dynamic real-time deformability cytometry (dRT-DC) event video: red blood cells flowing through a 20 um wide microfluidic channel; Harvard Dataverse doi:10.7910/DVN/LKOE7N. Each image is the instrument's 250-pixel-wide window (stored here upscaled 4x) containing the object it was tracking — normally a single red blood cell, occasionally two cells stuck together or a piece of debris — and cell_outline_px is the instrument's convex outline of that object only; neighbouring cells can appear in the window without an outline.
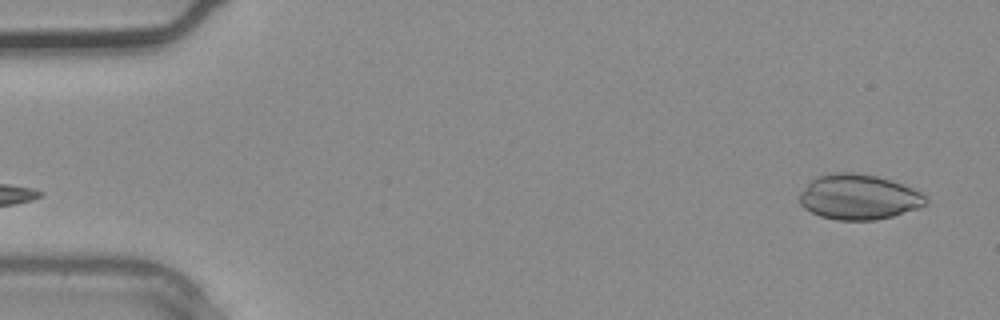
{"species": "common noctule bat (a hibernating species)", "species_latin": "Nyctalus noctula", "temperature_condition": "warm", "stored_images_in_passage": 2, "camera_frame_rate_fps": 3000, "um_per_image_px": 0.085, "animal": {"sex": "male", "body_mass_g": 20.4}, "frame": {"image": 1, "passage_image": 2, "time_ms": 0.333, "image_size_px": [1000, 320], "cell_outline_px": [[928, 204], [892, 216], [876, 220], [836, 220], [820, 216], [804, 208], [800, 204], [800, 192], [816, 176], [836, 172], [852, 172], [876, 176], [912, 188], [928, 196]], "centroid_in_image_um": [72.98, 16.75], "position_along_channel_um": 12.0, "area_um2": 33.06}}